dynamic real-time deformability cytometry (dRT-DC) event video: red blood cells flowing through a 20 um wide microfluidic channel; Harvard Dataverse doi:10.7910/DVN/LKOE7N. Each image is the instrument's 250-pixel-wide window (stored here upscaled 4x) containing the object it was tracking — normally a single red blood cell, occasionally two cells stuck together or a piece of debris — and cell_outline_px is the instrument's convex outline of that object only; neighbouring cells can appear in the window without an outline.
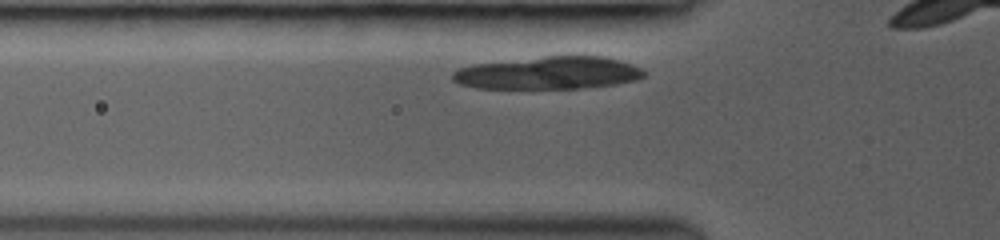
{"species": "common noctule bat (a hibernating species)", "species_latin": "Nyctalus noctula", "temperature_condition": "room temperature", "stored_images_in_passage": 4, "segment_of_instrument_passage": [1, 2], "camera_frame_rate_fps": 3000, "um_per_image_px": 0.085, "animal": {"sex": "female", "body_mass_g": 19.0, "forearm_length_mm": 53.3}, "frame": {"image": 1, "passage_image": 2, "time_ms": 0.333, "image_size_px": [1000, 240], "cell_outline_px": [[648, 72], [644, 76], [636, 80], [612, 84], [580, 88], [476, 88], [460, 84], [452, 80], [452, 72], [460, 68], [472, 64], [544, 56], [604, 56], [620, 60], [632, 64]], "centroid_in_image_um": [46.61, 6.19], "position_along_channel_um": 79.2, "area_um2": 36.36}}